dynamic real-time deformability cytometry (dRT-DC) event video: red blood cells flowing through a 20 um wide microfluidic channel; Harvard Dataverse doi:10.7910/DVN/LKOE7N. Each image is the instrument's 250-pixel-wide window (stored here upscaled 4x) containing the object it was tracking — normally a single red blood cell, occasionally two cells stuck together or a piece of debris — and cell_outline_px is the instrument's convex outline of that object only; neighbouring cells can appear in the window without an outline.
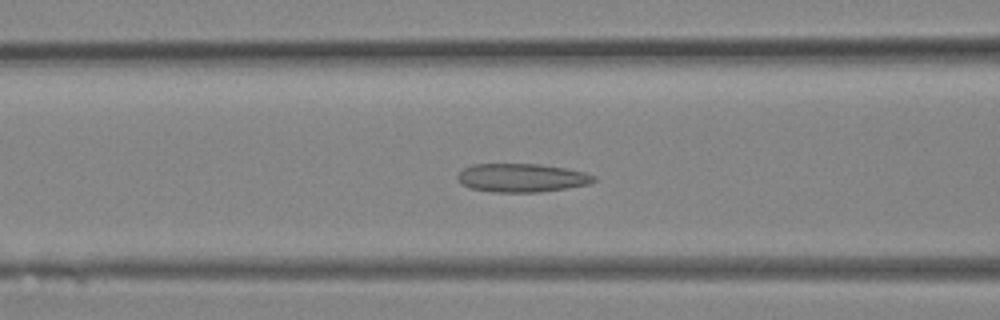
{"species": "Egyptian fruit bat (a non-hibernating species)", "species_latin": "Rousettus aegyptiacus", "temperature_condition": "room temperature", "stored_images_in_passage": 25, "camera_frame_rate_fps": 3000, "um_per_image_px": 0.085, "animal": {"sex": "female"}, "frame": {"image": 1, "passage_image": 5, "time_ms": 1.333, "image_size_px": [1000, 320], "cell_outline_px": [[592, 180], [584, 184], [560, 188], [528, 192], [512, 192], [476, 188], [464, 184], [460, 180], [460, 172], [468, 168], [480, 164], [528, 164], [560, 168], [580, 172], [592, 176]], "centroid_in_image_um": [44.3, 15.1], "position_along_channel_um": 122.3, "area_um2": 20.58}}
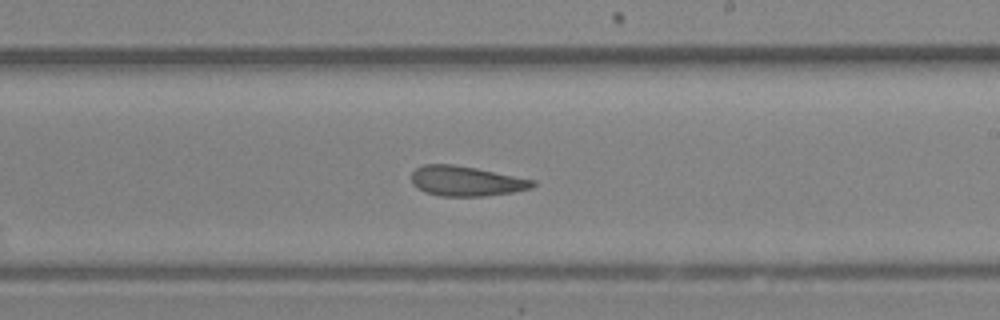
{"frame": {"image": 2, "passage_image": 11, "time_ms": 3.333, "image_size_px": [1000, 320], "cell_outline_px": [[532, 184], [528, 188], [508, 192], [476, 196], [448, 196], [428, 192], [420, 188], [412, 180], [412, 172], [416, 168], [428, 164], [444, 164], [472, 168], [532, 180]], "centroid_in_image_um": [39.53, 15.38], "position_along_channel_um": 249.5, "area_um2": 19.71}}
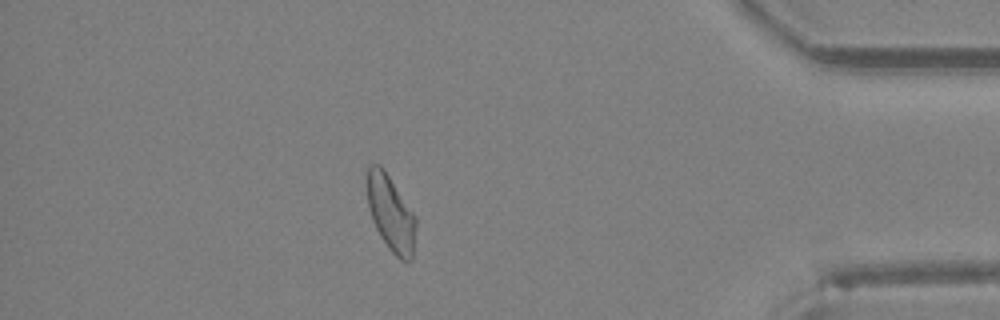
{"frame": {"image": 3, "passage_image": 20, "time_ms": 6.333, "image_size_px": [1000, 320], "cell_outline_px": [[416, 220], [412, 244], [404, 260], [384, 240], [372, 216], [368, 200], [368, 172], [380, 168], [384, 172]], "centroid_in_image_um": [33.19, 18.11], "position_along_channel_um": 402.0, "area_um2": 18.21}}